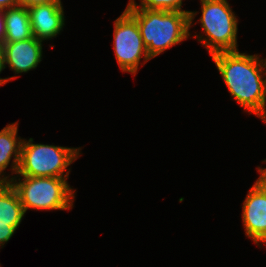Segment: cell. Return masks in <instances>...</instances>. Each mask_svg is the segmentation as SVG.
<instances>
[{
	"instance_id": "cell-1",
	"label": "cell",
	"mask_w": 266,
	"mask_h": 267,
	"mask_svg": "<svg viewBox=\"0 0 266 267\" xmlns=\"http://www.w3.org/2000/svg\"><path fill=\"white\" fill-rule=\"evenodd\" d=\"M232 98L266 123V58L238 51L211 55Z\"/></svg>"
},
{
	"instance_id": "cell-2",
	"label": "cell",
	"mask_w": 266,
	"mask_h": 267,
	"mask_svg": "<svg viewBox=\"0 0 266 267\" xmlns=\"http://www.w3.org/2000/svg\"><path fill=\"white\" fill-rule=\"evenodd\" d=\"M125 9L136 19L144 46L151 59L185 41L191 35L188 12Z\"/></svg>"
},
{
	"instance_id": "cell-3",
	"label": "cell",
	"mask_w": 266,
	"mask_h": 267,
	"mask_svg": "<svg viewBox=\"0 0 266 267\" xmlns=\"http://www.w3.org/2000/svg\"><path fill=\"white\" fill-rule=\"evenodd\" d=\"M10 183L17 191L25 213L28 209L69 210L74 207L76 190L70 187L67 178L14 175Z\"/></svg>"
},
{
	"instance_id": "cell-4",
	"label": "cell",
	"mask_w": 266,
	"mask_h": 267,
	"mask_svg": "<svg viewBox=\"0 0 266 267\" xmlns=\"http://www.w3.org/2000/svg\"><path fill=\"white\" fill-rule=\"evenodd\" d=\"M201 17L199 23L202 34L193 38L206 47L208 54L238 51L237 31L238 19L227 0H200Z\"/></svg>"
},
{
	"instance_id": "cell-5",
	"label": "cell",
	"mask_w": 266,
	"mask_h": 267,
	"mask_svg": "<svg viewBox=\"0 0 266 267\" xmlns=\"http://www.w3.org/2000/svg\"><path fill=\"white\" fill-rule=\"evenodd\" d=\"M33 142V138L22 141L17 176L68 178L71 169L66 168L79 158L81 147Z\"/></svg>"
},
{
	"instance_id": "cell-6",
	"label": "cell",
	"mask_w": 266,
	"mask_h": 267,
	"mask_svg": "<svg viewBox=\"0 0 266 267\" xmlns=\"http://www.w3.org/2000/svg\"><path fill=\"white\" fill-rule=\"evenodd\" d=\"M113 49L122 72L136 75L141 59L144 65L151 58L144 46L136 19L125 9L114 21ZM144 56V57H143Z\"/></svg>"
},
{
	"instance_id": "cell-7",
	"label": "cell",
	"mask_w": 266,
	"mask_h": 267,
	"mask_svg": "<svg viewBox=\"0 0 266 267\" xmlns=\"http://www.w3.org/2000/svg\"><path fill=\"white\" fill-rule=\"evenodd\" d=\"M245 234L261 248L266 244V190L256 181L242 205Z\"/></svg>"
},
{
	"instance_id": "cell-8",
	"label": "cell",
	"mask_w": 266,
	"mask_h": 267,
	"mask_svg": "<svg viewBox=\"0 0 266 267\" xmlns=\"http://www.w3.org/2000/svg\"><path fill=\"white\" fill-rule=\"evenodd\" d=\"M27 9L32 35L37 40H51L63 30L65 16L62 3L35 4Z\"/></svg>"
},
{
	"instance_id": "cell-9",
	"label": "cell",
	"mask_w": 266,
	"mask_h": 267,
	"mask_svg": "<svg viewBox=\"0 0 266 267\" xmlns=\"http://www.w3.org/2000/svg\"><path fill=\"white\" fill-rule=\"evenodd\" d=\"M43 41L37 40L34 36L24 41L4 42L5 68L6 64L15 73H26L36 69L42 61Z\"/></svg>"
},
{
	"instance_id": "cell-10",
	"label": "cell",
	"mask_w": 266,
	"mask_h": 267,
	"mask_svg": "<svg viewBox=\"0 0 266 267\" xmlns=\"http://www.w3.org/2000/svg\"><path fill=\"white\" fill-rule=\"evenodd\" d=\"M18 125L17 122H14L0 131V182H10V177L13 174L17 175L23 141L22 138L18 137ZM12 157L13 161L10 165L12 175L4 176V171L10 164Z\"/></svg>"
},
{
	"instance_id": "cell-11",
	"label": "cell",
	"mask_w": 266,
	"mask_h": 267,
	"mask_svg": "<svg viewBox=\"0 0 266 267\" xmlns=\"http://www.w3.org/2000/svg\"><path fill=\"white\" fill-rule=\"evenodd\" d=\"M4 42L24 41L33 37L29 11L24 6L4 9Z\"/></svg>"
},
{
	"instance_id": "cell-12",
	"label": "cell",
	"mask_w": 266,
	"mask_h": 267,
	"mask_svg": "<svg viewBox=\"0 0 266 267\" xmlns=\"http://www.w3.org/2000/svg\"><path fill=\"white\" fill-rule=\"evenodd\" d=\"M25 215L19 195L10 182H0V222H11L18 229Z\"/></svg>"
},
{
	"instance_id": "cell-13",
	"label": "cell",
	"mask_w": 266,
	"mask_h": 267,
	"mask_svg": "<svg viewBox=\"0 0 266 267\" xmlns=\"http://www.w3.org/2000/svg\"><path fill=\"white\" fill-rule=\"evenodd\" d=\"M183 0H140L138 5L135 0H130L126 8H138L149 10L180 11L189 13V28L198 12L182 10Z\"/></svg>"
},
{
	"instance_id": "cell-14",
	"label": "cell",
	"mask_w": 266,
	"mask_h": 267,
	"mask_svg": "<svg viewBox=\"0 0 266 267\" xmlns=\"http://www.w3.org/2000/svg\"><path fill=\"white\" fill-rule=\"evenodd\" d=\"M16 230V227L11 226V222H0V248L4 247Z\"/></svg>"
},
{
	"instance_id": "cell-15",
	"label": "cell",
	"mask_w": 266,
	"mask_h": 267,
	"mask_svg": "<svg viewBox=\"0 0 266 267\" xmlns=\"http://www.w3.org/2000/svg\"><path fill=\"white\" fill-rule=\"evenodd\" d=\"M4 69H5L4 50H3V46L0 45V74ZM16 78H17V76H12V77H8V78H1L0 77V86L6 84L7 82L14 80Z\"/></svg>"
},
{
	"instance_id": "cell-16",
	"label": "cell",
	"mask_w": 266,
	"mask_h": 267,
	"mask_svg": "<svg viewBox=\"0 0 266 267\" xmlns=\"http://www.w3.org/2000/svg\"><path fill=\"white\" fill-rule=\"evenodd\" d=\"M20 6L26 8L35 5V4H48V3H62L61 0H19Z\"/></svg>"
},
{
	"instance_id": "cell-17",
	"label": "cell",
	"mask_w": 266,
	"mask_h": 267,
	"mask_svg": "<svg viewBox=\"0 0 266 267\" xmlns=\"http://www.w3.org/2000/svg\"><path fill=\"white\" fill-rule=\"evenodd\" d=\"M4 39H5L4 10L0 9V45L4 43Z\"/></svg>"
},
{
	"instance_id": "cell-18",
	"label": "cell",
	"mask_w": 266,
	"mask_h": 267,
	"mask_svg": "<svg viewBox=\"0 0 266 267\" xmlns=\"http://www.w3.org/2000/svg\"><path fill=\"white\" fill-rule=\"evenodd\" d=\"M20 6L19 0H0V9H8Z\"/></svg>"
},
{
	"instance_id": "cell-19",
	"label": "cell",
	"mask_w": 266,
	"mask_h": 267,
	"mask_svg": "<svg viewBox=\"0 0 266 267\" xmlns=\"http://www.w3.org/2000/svg\"><path fill=\"white\" fill-rule=\"evenodd\" d=\"M263 163H266V159L264 161H262ZM258 173H260L259 178L257 179V181L265 188L266 190V168H260L258 167Z\"/></svg>"
}]
</instances>
